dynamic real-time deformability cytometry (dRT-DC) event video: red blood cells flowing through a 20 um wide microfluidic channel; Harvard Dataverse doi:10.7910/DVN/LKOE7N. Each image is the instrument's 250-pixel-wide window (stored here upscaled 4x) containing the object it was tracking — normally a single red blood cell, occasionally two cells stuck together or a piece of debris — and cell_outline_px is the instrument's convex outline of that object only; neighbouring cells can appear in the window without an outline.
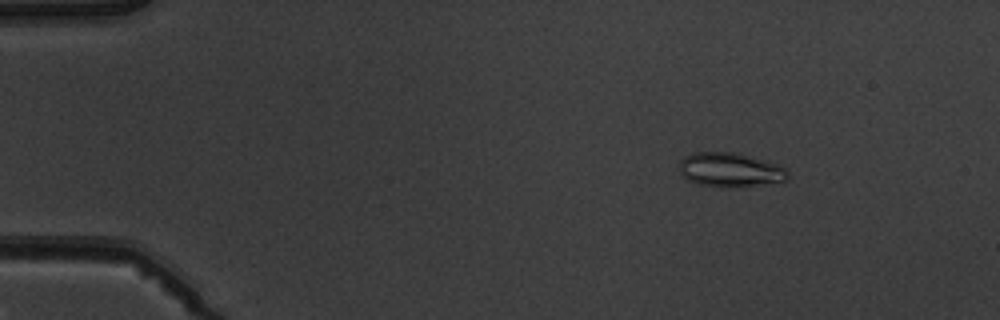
{"species": "common noctule bat (a hibernating species)", "species_latin": "Nyctalus noctula", "temperature_condition": "warm", "stored_images_in_passage": 5, "camera_frame_rate_fps": 3000, "um_per_image_px": 0.085, "animal": {"sex": "male", "body_mass_g": 19.5, "forearm_length_mm": 54.6}, "frame": {"image": 1, "passage_image": 2, "time_ms": 1.0, "image_size_px": [1000, 320], "cell_outline_px": [[788, 180], [724, 188], [720, 188], [700, 184], [688, 180], [680, 172], [680, 160], [684, 156], [696, 152], [736, 152], [780, 164], [788, 172]], "centroid_in_image_um": [62.05, 14.42], "position_along_channel_um": 22.9, "area_um2": 21.56}}
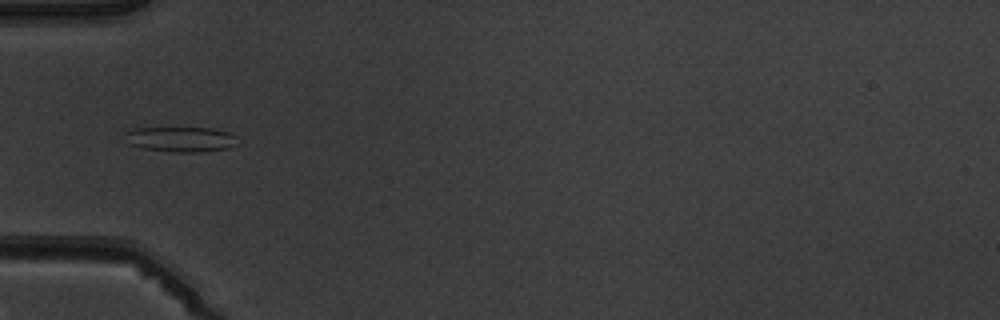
{"frame": {"image": 2, "passage_image": 5, "time_ms": 4.333, "image_size_px": [1000, 320], "cell_outline_px": [[240, 144], [228, 148], [200, 152], [172, 152], [140, 148], [128, 144], [124, 132], [136, 128], [212, 128], [228, 132], [236, 136]], "centroid_in_image_um": [15.39, 11.84], "position_along_channel_um": 69.6, "area_um2": 16.7}}